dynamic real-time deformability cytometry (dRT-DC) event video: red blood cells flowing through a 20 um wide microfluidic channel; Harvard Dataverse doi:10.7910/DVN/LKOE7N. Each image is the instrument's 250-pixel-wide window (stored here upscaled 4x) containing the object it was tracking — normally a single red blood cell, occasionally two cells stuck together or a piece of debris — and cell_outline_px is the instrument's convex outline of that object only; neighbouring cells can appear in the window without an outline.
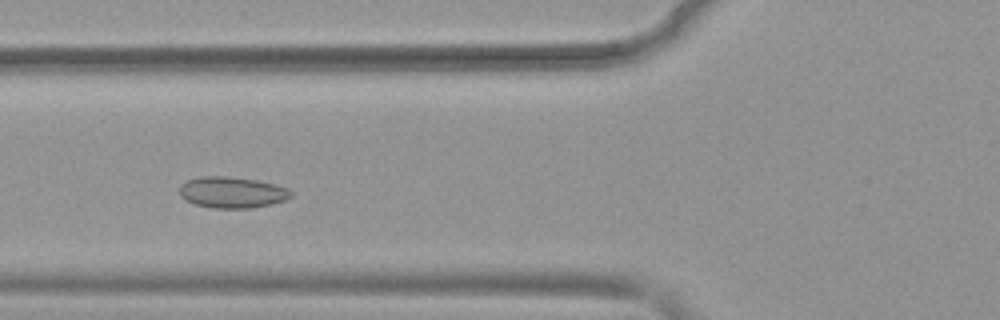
{"species": "common noctule bat (a hibernating species)", "species_latin": "Nyctalus noctula", "temperature_condition": "warm", "stored_images_in_passage": 49, "camera_frame_rate_fps": 3000, "um_per_image_px": 0.085, "animal": {"sex": "female", "body_mass_g": 19.9}, "frame": {"image": 1, "passage_image": 16, "time_ms": 5.0, "image_size_px": [1000, 320], "cell_outline_px": [[292, 196], [288, 200], [272, 204], [252, 208], [212, 208], [196, 204], [184, 200], [180, 196], [180, 184], [188, 180], [200, 176], [228, 176], [256, 180], [288, 188], [292, 192]], "centroid_in_image_um": [19.73, 16.36], "position_along_channel_um": 106.1, "area_um2": 20.4}}
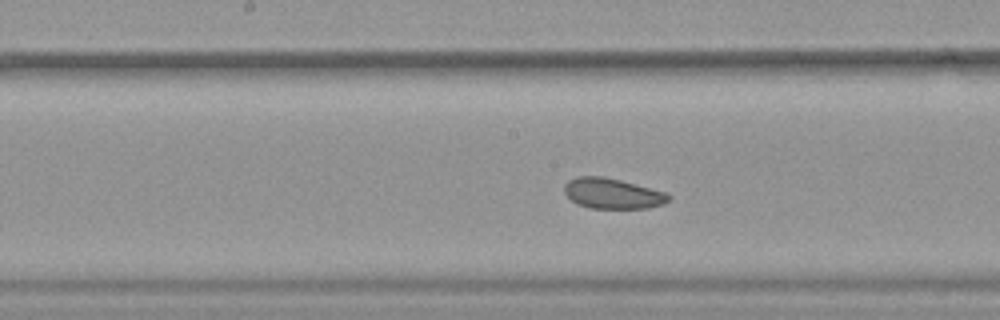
{"frame": {"image": 2, "passage_image": 23, "time_ms": 7.333, "image_size_px": [1000, 320], "cell_outline_px": [[672, 196], [664, 204], [648, 208], [588, 208], [576, 204], [564, 192], [564, 184], [568, 180], [576, 176], [604, 176], [668, 192]], "centroid_in_image_um": [52.07, 16.44], "position_along_channel_um": 196.1, "area_um2": 18.73}}
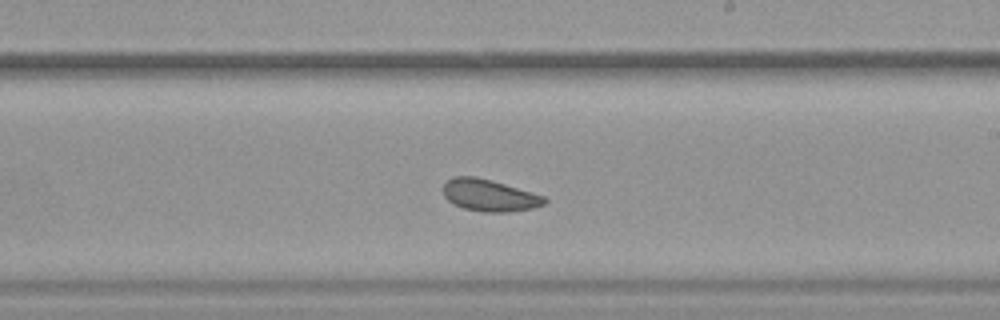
{"frame": {"image": 3, "passage_image": 27, "time_ms": 8.667, "image_size_px": [1000, 320], "cell_outline_px": [[548, 200], [544, 204], [532, 208], [508, 212], [484, 212], [464, 208], [448, 200], [444, 196], [444, 184], [452, 176], [476, 176], [492, 180], [544, 196]], "centroid_in_image_um": [41.6, 16.59], "position_along_channel_um": 247.4, "area_um2": 18.67}, "authors_computed_cell_mechanics": {"area_um2": 20.808, "velocity_mm_per_s": 3.8723, "shape_relaxation_time_tau1_ms": null, "shape_relaxation_time_tau2_ms": 8.6219, "deformation_change_tau1": null, "deformation_change_tau2": 0.135}}